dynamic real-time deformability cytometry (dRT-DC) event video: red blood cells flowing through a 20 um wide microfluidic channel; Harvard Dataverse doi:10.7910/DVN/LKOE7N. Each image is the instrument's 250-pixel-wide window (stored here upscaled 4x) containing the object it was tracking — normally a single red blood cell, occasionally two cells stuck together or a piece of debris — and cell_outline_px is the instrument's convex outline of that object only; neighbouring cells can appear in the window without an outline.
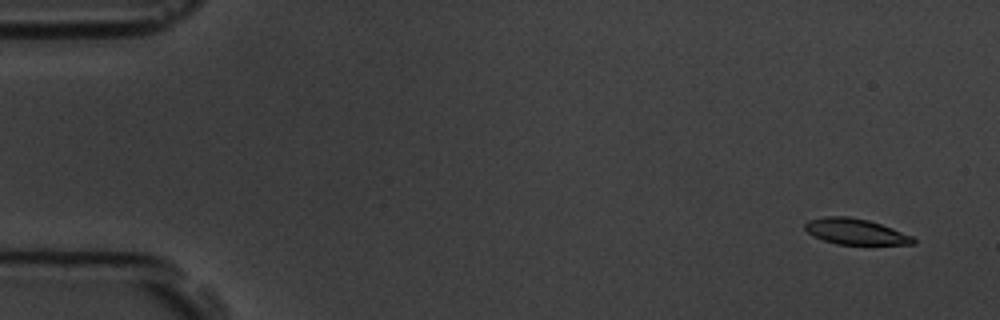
{"species": "common noctule bat (a hibernating species)", "species_latin": "Nyctalus noctula", "temperature_condition": "room temperature", "stored_images_in_passage": 6, "camera_frame_rate_fps": 3000, "um_per_image_px": 0.085, "animal": {"sex": "male", "body_mass_g": 19.5, "forearm_length_mm": 54.6}, "frame": {"image": 1, "passage_image": 1, "time_ms": 0.0, "image_size_px": [1000, 320], "cell_outline_px": [[916, 244], [836, 244], [812, 236], [804, 228], [804, 224], [808, 220], [824, 216], [848, 216], [868, 220], [892, 228], [912, 236], [916, 240]], "centroid_in_image_um": [72.68, 19.68], "position_along_channel_um": 12.3, "area_um2": 16.24}}
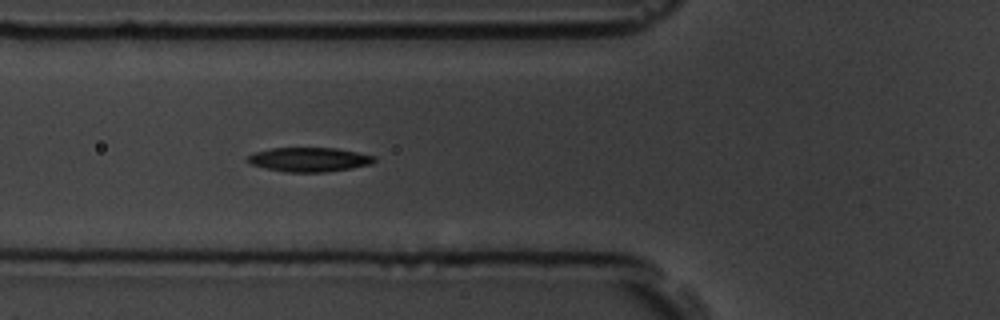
{"frame": {"image": 2, "passage_image": 6, "time_ms": 5.667, "image_size_px": [1000, 320], "cell_outline_px": [[376, 160], [372, 164], [324, 172], [284, 172], [252, 164], [244, 160], [248, 156], [256, 152], [272, 148], [336, 148], [376, 156]], "centroid_in_image_um": [26.29, 13.56], "position_along_channel_um": 99.5, "area_um2": 17.69}}